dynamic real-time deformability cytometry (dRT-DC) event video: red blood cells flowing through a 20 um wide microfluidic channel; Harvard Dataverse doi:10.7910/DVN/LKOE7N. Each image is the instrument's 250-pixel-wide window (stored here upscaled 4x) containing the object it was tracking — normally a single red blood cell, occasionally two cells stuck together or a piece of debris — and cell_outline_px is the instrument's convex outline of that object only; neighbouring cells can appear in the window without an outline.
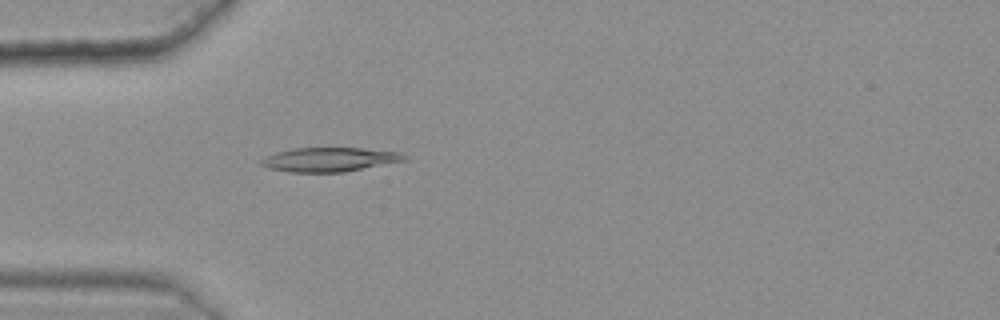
{"species": "common noctule bat (a hibernating species)", "species_latin": "Nyctalus noctula", "temperature_condition": "warm", "stored_images_in_passage": 50, "camera_frame_rate_fps": 3000, "um_per_image_px": 0.085, "animal": {"sex": "female", "body_mass_g": 25.1}, "frame": {"image": 1, "passage_image": 17, "time_ms": 5.333, "image_size_px": [1000, 320], "cell_outline_px": [[408, 160], [344, 172], [288, 172], [268, 168], [260, 164], [260, 160], [264, 156], [276, 152], [292, 148], [360, 148], [400, 152], [408, 156]], "centroid_in_image_um": [28.0, 13.56], "position_along_channel_um": 57.0, "area_um2": 20.29}}
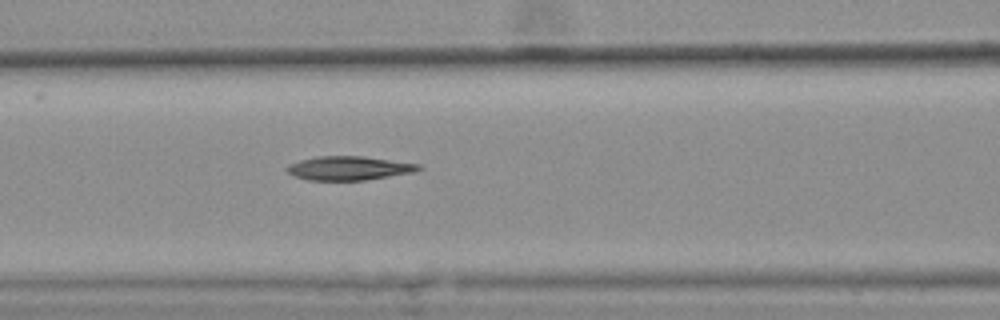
{"frame": {"image": 2, "passage_image": 24, "time_ms": 7.667, "image_size_px": [1000, 320], "cell_outline_px": [[424, 168], [412, 172], [364, 180], [308, 180], [296, 176], [288, 172], [284, 168], [288, 164], [300, 160], [316, 156], [364, 156], [420, 164]], "centroid_in_image_um": [29.64, 14.28], "position_along_channel_um": 137.0, "area_um2": 18.26}}
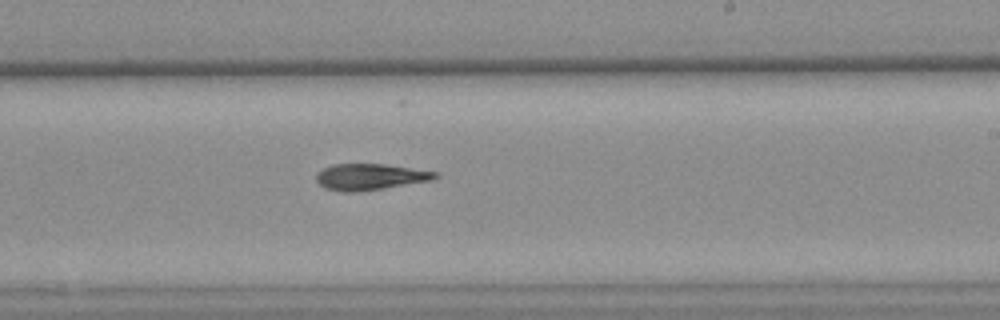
{"frame": {"image": 3, "passage_image": 34, "time_ms": 11.0, "image_size_px": [1000, 320], "cell_outline_px": [[440, 176], [432, 180], [380, 188], [352, 192], [344, 192], [324, 188], [316, 180], [316, 172], [332, 164], [384, 164], [440, 172]], "centroid_in_image_um": [31.45, 15.02], "position_along_channel_um": 257.6, "area_um2": 18.03}}